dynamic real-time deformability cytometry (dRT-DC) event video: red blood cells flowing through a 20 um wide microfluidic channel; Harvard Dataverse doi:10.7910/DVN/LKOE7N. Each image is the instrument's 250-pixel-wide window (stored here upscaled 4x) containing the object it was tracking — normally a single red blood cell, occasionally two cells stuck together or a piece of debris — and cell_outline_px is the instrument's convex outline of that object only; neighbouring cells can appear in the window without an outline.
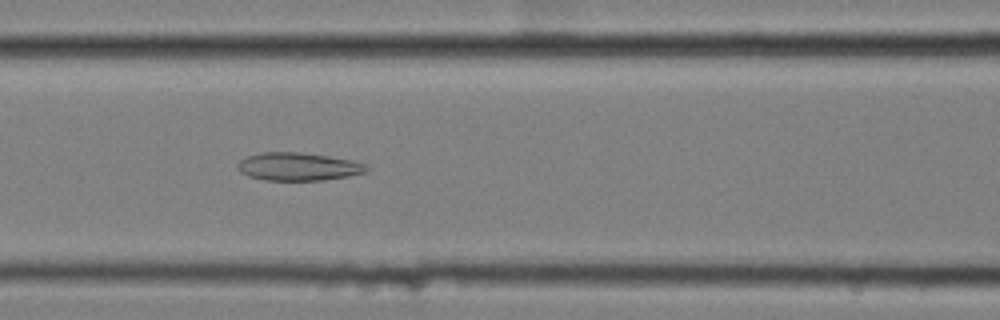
{"species": "common noctule bat (a hibernating species)", "species_latin": "Nyctalus noctula", "temperature_condition": "cold", "stored_images_in_passage": 55, "camera_frame_rate_fps": 3000, "um_per_image_px": 0.085, "animal": {"sex": "female", "body_mass_g": 25.1}, "frame": {"image": 1, "passage_image": 22, "time_ms": 7.0, "image_size_px": [1000, 320], "cell_outline_px": [[368, 172], [348, 176], [324, 180], [264, 180], [248, 176], [240, 172], [236, 168], [236, 164], [240, 160], [248, 156], [264, 152], [300, 152], [328, 156], [352, 160], [364, 164], [368, 168]], "centroid_in_image_um": [25.33, 14.16], "position_along_channel_um": 141.3, "area_um2": 21.04}}
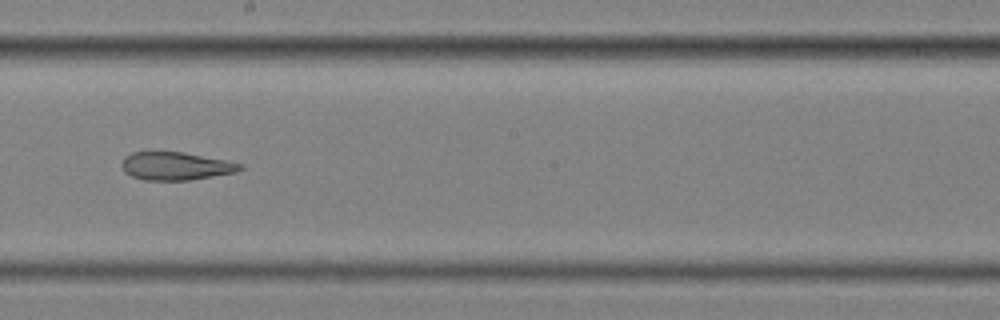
{"frame": {"image": 2, "passage_image": 30, "time_ms": 9.667, "image_size_px": [1000, 320], "cell_outline_px": [[244, 168], [236, 172], [188, 180], [144, 180], [132, 176], [124, 172], [120, 164], [124, 156], [132, 152], [152, 148], [184, 152], [244, 164]], "centroid_in_image_um": [14.85, 14.06], "position_along_channel_um": 233.4, "area_um2": 20.06}}
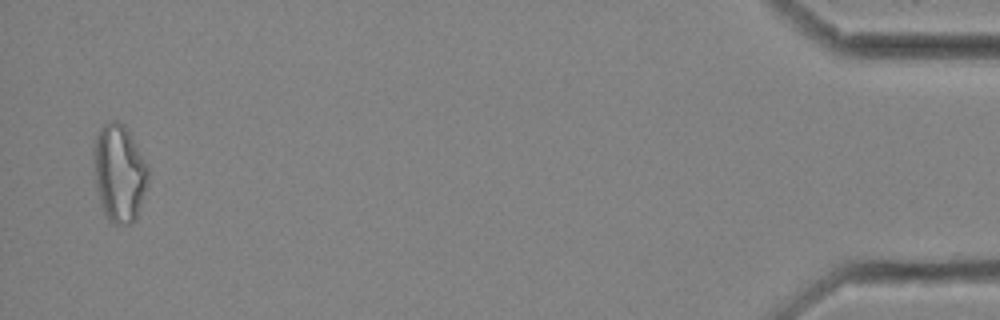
{"frame": {"image": 3, "passage_image": 54, "time_ms": 17.667, "image_size_px": [1000, 320], "cell_outline_px": [[148, 180], [136, 220], [132, 224], [112, 224], [108, 220], [100, 204], [96, 188], [92, 148], [96, 136], [100, 128], [104, 124], [112, 120], [116, 120], [124, 124], [132, 136], [148, 164]], "centroid_in_image_um": [10.13, 14.71], "position_along_channel_um": 425.1, "area_um2": 31.33}, "authors_computed_cell_mechanics": {"area_um2": 24.276, "velocity_mm_per_s": 3.4646, "shape_relaxation_time_tau1_ms": null, "shape_relaxation_time_tau2_ms": 4.2683, "deformation_change_tau1": null, "deformation_change_tau2": 0.147}}